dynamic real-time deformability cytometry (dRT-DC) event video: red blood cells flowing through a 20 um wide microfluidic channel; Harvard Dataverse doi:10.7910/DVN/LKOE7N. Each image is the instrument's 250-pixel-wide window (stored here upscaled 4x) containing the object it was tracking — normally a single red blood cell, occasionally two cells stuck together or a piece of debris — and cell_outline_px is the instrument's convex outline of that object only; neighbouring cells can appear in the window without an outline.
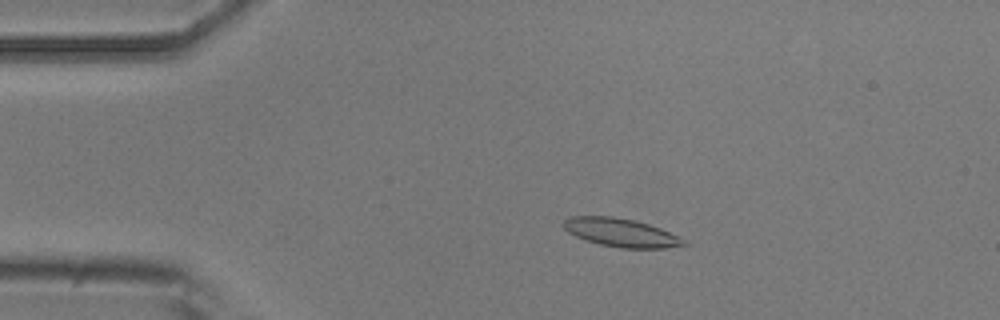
{"species": "common noctule bat (a hibernating species)", "species_latin": "Nyctalus noctula", "temperature_condition": "room temperature", "stored_images_in_passage": 7, "camera_frame_rate_fps": 3000, "um_per_image_px": 0.085, "animal": {"sex": "male", "body_mass_g": 20.5, "forearm_length_mm": 52.5}, "frame": {"image": 1, "passage_image": 3, "time_ms": 2.333, "image_size_px": [1000, 320], "cell_outline_px": [[688, 244], [668, 248], [620, 248], [600, 244], [576, 236], [568, 232], [564, 228], [564, 220], [568, 216], [612, 216], [636, 220], [660, 228], [684, 240]], "centroid_in_image_um": [52.77, 19.76], "position_along_channel_um": 32.2, "area_um2": 19.71}}
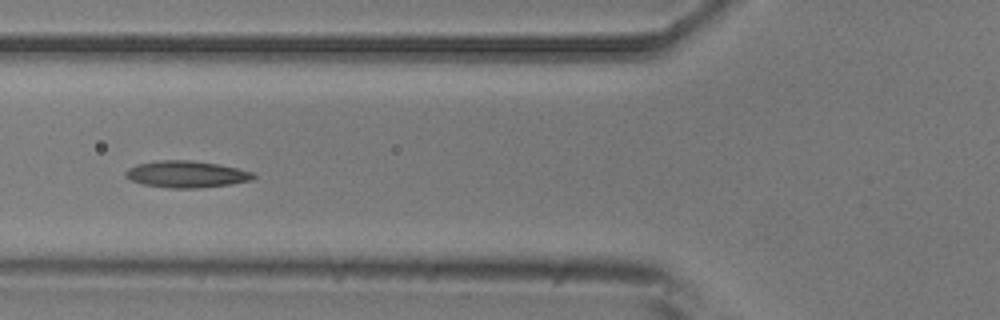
{"frame": {"image": 2, "passage_image": 6, "time_ms": 5.667, "image_size_px": [1000, 320], "cell_outline_px": [[256, 176], [252, 180], [232, 184], [196, 188], [168, 188], [144, 184], [132, 180], [124, 176], [124, 172], [128, 168], [136, 164], [160, 160], [192, 160], [216, 164], [236, 168], [252, 172]], "centroid_in_image_um": [15.82, 14.81], "position_along_channel_um": 110.0, "area_um2": 19.83}}
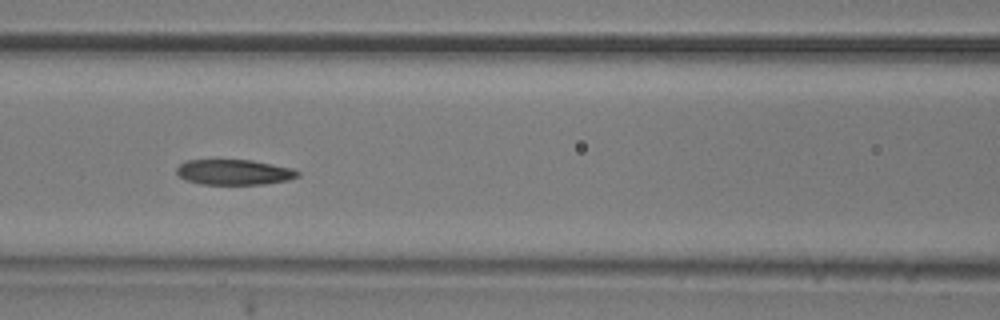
{"frame": {"image": 3, "passage_image": 7, "time_ms": 6.667, "image_size_px": [1000, 320], "cell_outline_px": [[300, 176], [288, 180], [264, 184], [200, 184], [184, 180], [176, 172], [176, 168], [184, 160], [252, 160], [292, 168], [300, 172]], "centroid_in_image_um": [19.89, 14.63], "position_along_channel_um": 146.7, "area_um2": 17.98}}